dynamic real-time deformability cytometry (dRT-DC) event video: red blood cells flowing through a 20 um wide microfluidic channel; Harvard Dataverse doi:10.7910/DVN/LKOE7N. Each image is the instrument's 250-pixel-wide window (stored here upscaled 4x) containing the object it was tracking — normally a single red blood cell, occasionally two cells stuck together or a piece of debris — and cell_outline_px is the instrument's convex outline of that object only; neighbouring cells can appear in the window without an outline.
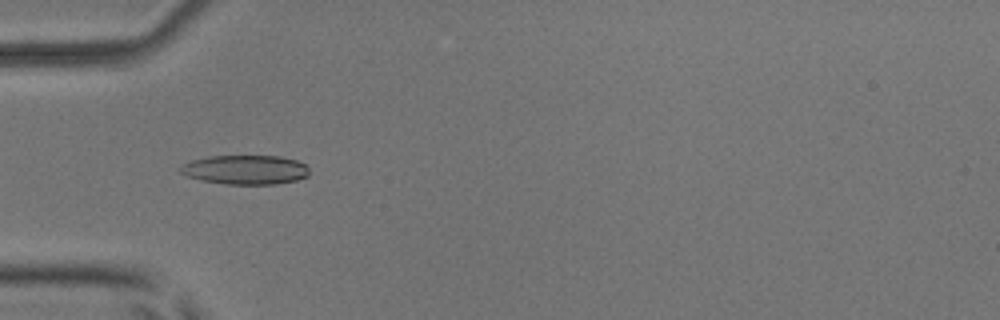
{"species": "common noctule bat (a hibernating species)", "species_latin": "Nyctalus noctula", "temperature_condition": "room temperature", "stored_images_in_passage": 51, "camera_frame_rate_fps": 3000, "um_per_image_px": 0.085, "animal": {"sex": "male", "body_mass_g": 17.9, "forearm_length_mm": 54.2}, "frame": {"image": 1, "passage_image": 16, "time_ms": 5.0, "image_size_px": [1000, 320], "cell_outline_px": [[308, 176], [296, 180], [276, 184], [224, 184], [200, 180], [188, 176], [180, 172], [176, 168], [192, 160], [208, 156], [280, 156], [296, 160], [304, 164], [308, 168]], "centroid_in_image_um": [20.83, 14.43], "position_along_channel_um": 64.2, "area_um2": 22.02}}
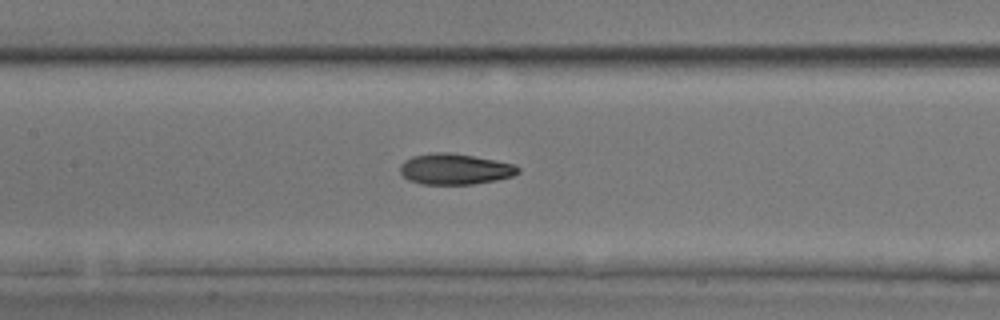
{"frame": {"image": 2, "passage_image": 24, "time_ms": 7.667, "image_size_px": [1000, 320], "cell_outline_px": [[520, 172], [512, 176], [496, 180], [472, 184], [420, 184], [408, 180], [400, 172], [400, 164], [404, 160], [412, 156], [436, 152], [448, 152], [472, 156], [512, 164], [520, 168]], "centroid_in_image_um": [38.62, 14.38], "position_along_channel_um": 168.8, "area_um2": 21.04}}
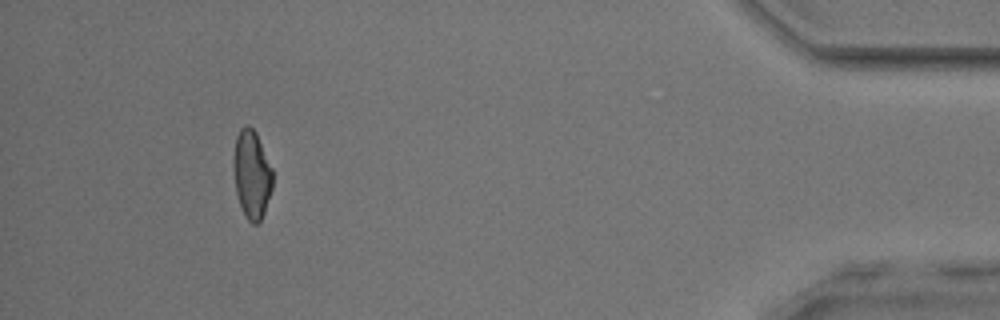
{"frame": {"image": 3, "passage_image": 47, "time_ms": 15.333, "image_size_px": [1000, 320], "cell_outline_px": [[272, 188], [260, 224], [252, 224], [244, 216], [236, 192], [232, 164], [232, 156], [236, 136], [240, 128], [244, 124], [248, 124], [256, 132], [272, 168]], "centroid_in_image_um": [21.37, 14.8], "position_along_channel_um": 413.8, "area_um2": 20.46}, "authors_computed_cell_mechanics": {"area_um2": 20.8658, "velocity_mm_per_s": 3.9977, "shape_relaxation_time_tau1_ms": 7.8885, "shape_relaxation_time_tau2_ms": 2.2121, "deformation_change_tau1": 0.2074, "deformation_change_tau2": 0.0873}}